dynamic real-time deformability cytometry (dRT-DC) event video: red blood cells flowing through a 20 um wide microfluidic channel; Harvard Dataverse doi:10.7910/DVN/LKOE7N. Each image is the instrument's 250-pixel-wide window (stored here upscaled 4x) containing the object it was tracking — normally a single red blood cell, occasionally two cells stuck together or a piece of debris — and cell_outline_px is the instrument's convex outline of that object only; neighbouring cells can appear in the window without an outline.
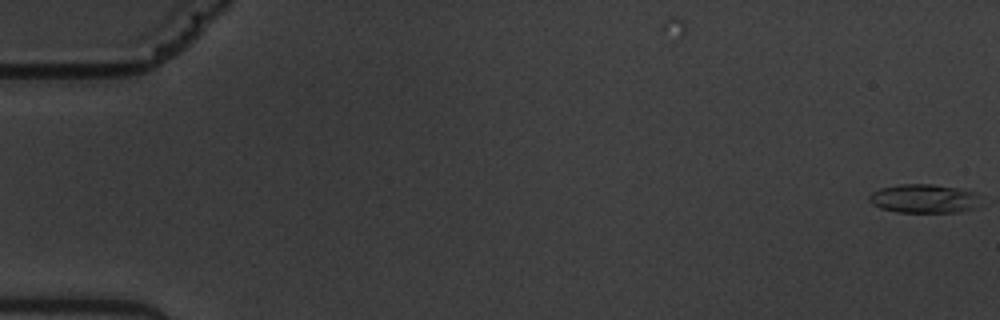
{"species": "common noctule bat (a hibernating species)", "species_latin": "Nyctalus noctula", "temperature_condition": "warm", "stored_images_in_passage": 2, "camera_frame_rate_fps": 3000, "um_per_image_px": 0.085, "animal": {"sex": "male", "body_mass_g": 19.5, "forearm_length_mm": 54.6}, "frame": {"image": 1, "passage_image": 2, "time_ms": 0.333, "image_size_px": [1000, 320], "cell_outline_px": [[984, 204], [976, 208], [960, 212], [896, 212], [880, 208], [872, 204], [868, 200], [868, 196], [872, 192], [880, 188], [900, 184], [932, 184], [956, 188], [976, 192]], "centroid_in_image_um": [78.58, 16.89], "position_along_channel_um": 6.4, "area_um2": 19.07}}